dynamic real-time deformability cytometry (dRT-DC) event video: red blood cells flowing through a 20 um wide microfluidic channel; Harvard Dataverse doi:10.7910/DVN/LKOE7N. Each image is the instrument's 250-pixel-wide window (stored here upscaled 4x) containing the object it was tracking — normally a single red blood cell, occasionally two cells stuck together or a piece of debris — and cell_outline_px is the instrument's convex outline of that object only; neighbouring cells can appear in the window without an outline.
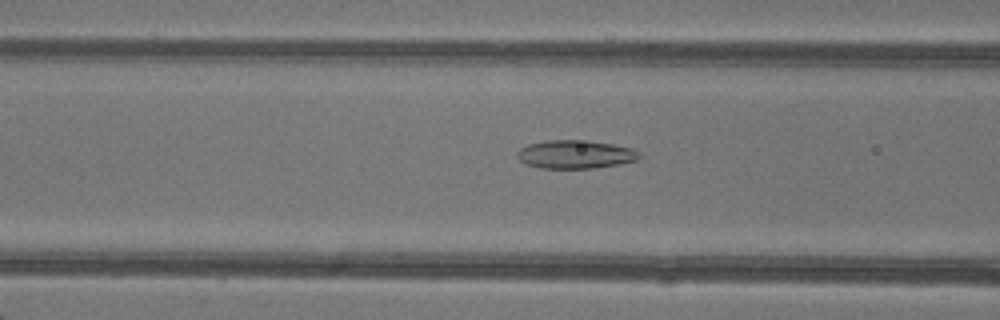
{"species": "common noctule bat (a hibernating species)", "species_latin": "Nyctalus noctula", "temperature_condition": "warm", "stored_images_in_passage": 31, "camera_frame_rate_fps": 3000, "um_per_image_px": 0.085, "animal": {"sex": "female"}, "frame": {"image": 1, "passage_image": 20, "time_ms": 6.333, "image_size_px": [1000, 320], "cell_outline_px": [[640, 156], [636, 160], [620, 164], [592, 168], [540, 168], [528, 164], [520, 160], [516, 156], [516, 152], [520, 148], [528, 144], [544, 140], [588, 140], [612, 144], [632, 148], [640, 152]], "centroid_in_image_um": [48.89, 13.11], "position_along_channel_um": 117.7, "area_um2": 20.23}}
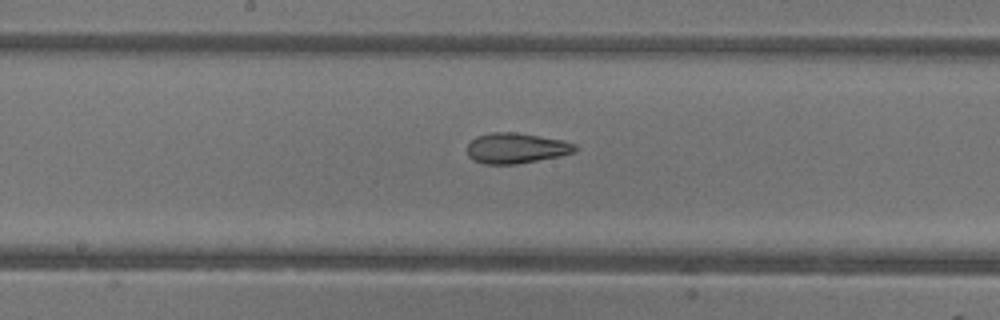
{"frame": {"image": 2, "passage_image": 26, "time_ms": 8.333, "image_size_px": [1000, 320], "cell_outline_px": [[576, 152], [560, 156], [516, 164], [484, 164], [472, 160], [468, 156], [468, 144], [476, 136], [492, 132], [512, 132], [564, 140], [576, 144]], "centroid_in_image_um": [43.87, 12.6], "position_along_channel_um": 204.3, "area_um2": 19.13}}
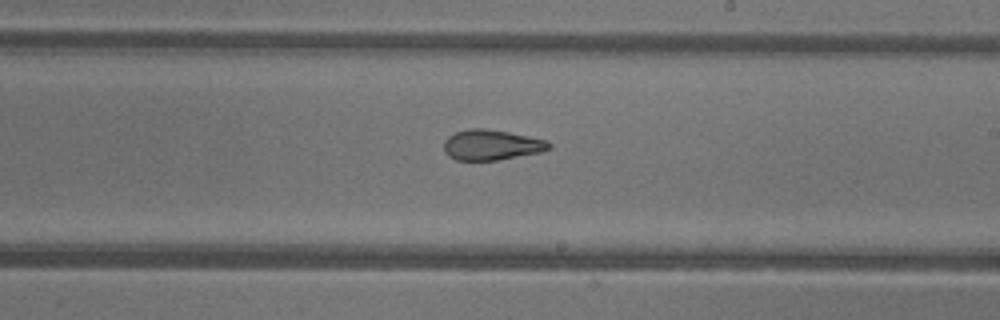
{"frame": {"image": 3, "passage_image": 29, "time_ms": 9.333, "image_size_px": [1000, 320], "cell_outline_px": [[552, 148], [540, 152], [496, 160], [456, 160], [448, 156], [444, 152], [444, 140], [448, 136], [456, 132], [468, 128], [484, 128], [508, 132], [548, 140], [552, 144]], "centroid_in_image_um": [41.77, 12.31], "position_along_channel_um": 247.2, "area_um2": 18.67}}